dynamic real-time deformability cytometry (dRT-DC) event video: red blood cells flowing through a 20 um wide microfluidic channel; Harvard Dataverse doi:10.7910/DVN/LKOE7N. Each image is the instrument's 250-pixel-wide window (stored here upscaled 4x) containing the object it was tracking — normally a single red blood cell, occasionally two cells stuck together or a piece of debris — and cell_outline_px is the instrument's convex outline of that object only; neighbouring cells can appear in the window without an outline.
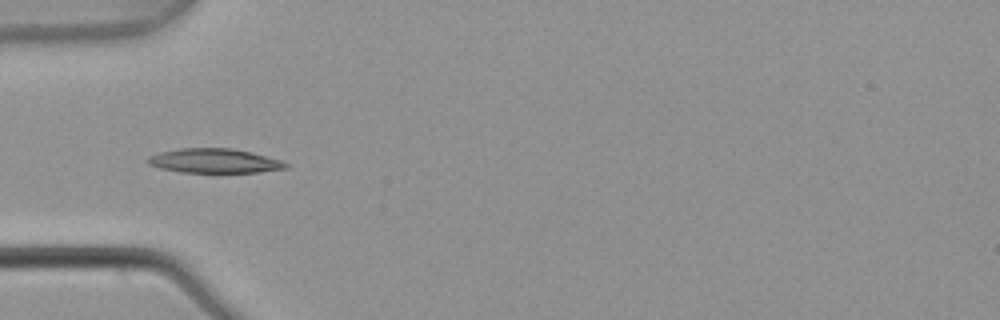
{"species": "common noctule bat (a hibernating species)", "species_latin": "Nyctalus noctula", "temperature_condition": "warm", "stored_images_in_passage": 6, "camera_frame_rate_fps": 3000, "um_per_image_px": 0.085, "animal": {"sex": "male", "body_mass_g": 21.5, "forearm_length_mm": 52.0}, "frame": {"image": 1, "passage_image": 5, "time_ms": 1.333, "image_size_px": [1000, 320], "cell_outline_px": [[288, 168], [260, 172], [180, 172], [160, 168], [148, 164], [144, 160], [148, 156], [160, 152], [180, 148], [232, 148], [252, 152], [280, 160], [288, 164]], "centroid_in_image_um": [18.19, 13.67], "position_along_channel_um": 66.8, "area_um2": 19.65}}
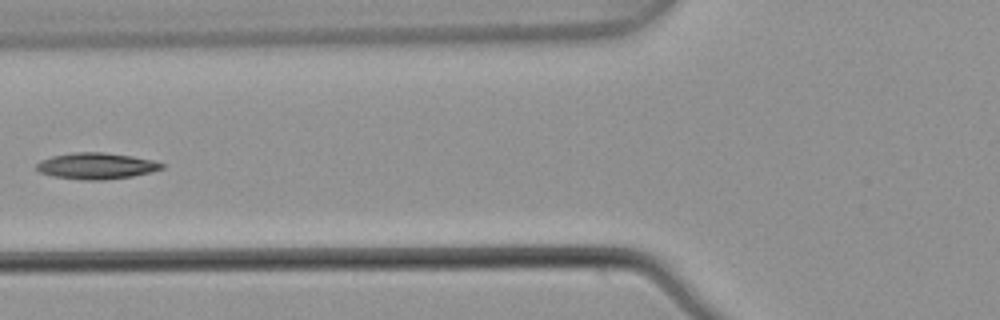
{"frame": {"image": 2, "passage_image": 6, "time_ms": 1.667, "image_size_px": [1000, 320], "cell_outline_px": [[164, 168], [152, 172], [132, 176], [104, 180], [84, 180], [52, 176], [40, 172], [36, 168], [36, 164], [40, 160], [52, 156], [76, 152], [104, 152], [132, 156], [152, 160], [164, 164]], "centroid_in_image_um": [8.19, 14.1], "position_along_channel_um": 117.6, "area_um2": 19.19}}